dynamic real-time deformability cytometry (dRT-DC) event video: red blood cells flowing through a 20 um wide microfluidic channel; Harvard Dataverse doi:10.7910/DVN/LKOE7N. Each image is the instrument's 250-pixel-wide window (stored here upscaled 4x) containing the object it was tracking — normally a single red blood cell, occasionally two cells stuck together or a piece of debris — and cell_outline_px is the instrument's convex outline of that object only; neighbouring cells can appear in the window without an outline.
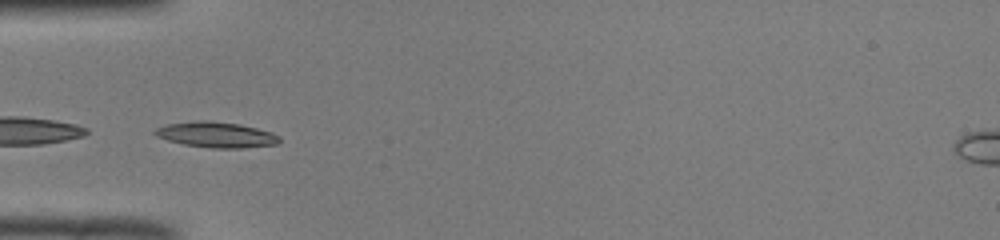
{"species": "common noctule bat (a hibernating species)", "species_latin": "Nyctalus noctula", "temperature_condition": "room temperature", "stored_images_in_passage": 39, "camera_frame_rate_fps": 3000, "um_per_image_px": 0.085, "animal": {"sex": "male", "body_mass_g": 19.0, "forearm_length_mm": 50.8}, "frame": {"image": 1, "passage_image": 8, "time_ms": 2.333, "image_size_px": [1000, 240], "cell_outline_px": [[280, 144], [240, 148], [212, 148], [184, 144], [168, 140], [156, 136], [152, 132], [156, 128], [168, 124], [200, 120], [208, 120], [240, 124], [272, 132], [280, 136]], "centroid_in_image_um": [18.41, 11.45], "position_along_channel_um": 66.6, "area_um2": 18.55}}
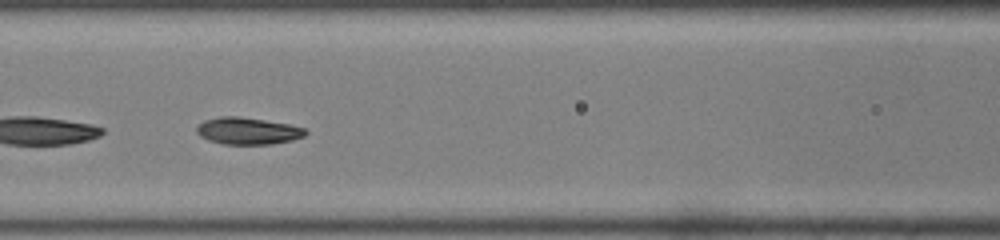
{"frame": {"image": 2, "passage_image": 14, "time_ms": 4.333, "image_size_px": [1000, 240], "cell_outline_px": [[308, 132], [304, 136], [292, 140], [272, 144], [224, 144], [208, 140], [200, 136], [196, 132], [196, 128], [204, 120], [220, 116], [236, 116], [264, 120], [288, 124], [304, 128]], "centroid_in_image_um": [21.05, 11.13], "position_along_channel_um": 145.6, "area_um2": 16.99}}
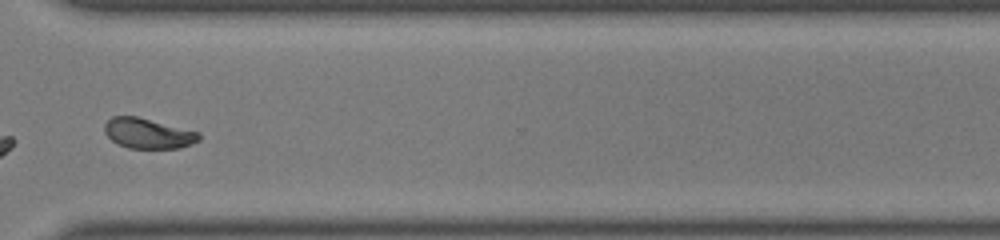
{"frame": {"image": 3, "passage_image": 30, "time_ms": 9.667, "image_size_px": [1000, 240], "cell_outline_px": [[200, 140], [180, 148], [128, 148], [116, 144], [104, 132], [104, 124], [112, 116], [136, 116], [200, 132]], "centroid_in_image_um": [12.57, 11.34], "position_along_channel_um": 358.0, "area_um2": 16.65}, "authors_computed_cell_mechanics": {"area_um2": 16.9932, "velocity_mm_per_s": 3.9671, "shape_relaxation_time_tau1_ms": 3.0204, "shape_relaxation_time_tau2_ms": 1.5533, "deformation_change_tau1": 0.1478, "deformation_change_tau2": 0.0476}}